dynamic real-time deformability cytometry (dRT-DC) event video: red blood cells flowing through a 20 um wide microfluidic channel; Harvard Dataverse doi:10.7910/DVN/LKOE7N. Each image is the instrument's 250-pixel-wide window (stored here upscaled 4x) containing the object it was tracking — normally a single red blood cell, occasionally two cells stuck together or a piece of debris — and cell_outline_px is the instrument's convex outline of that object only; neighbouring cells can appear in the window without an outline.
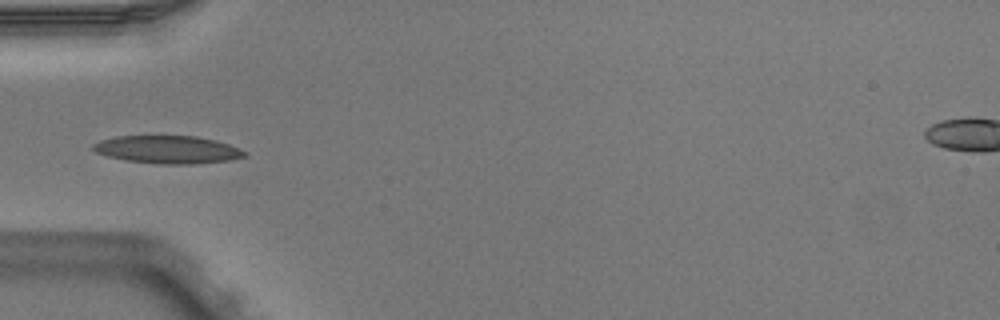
{"species": "Egyptian fruit bat (a non-hibernating species)", "species_latin": "Rousettus aegyptiacus", "temperature_condition": "warm", "stored_images_in_passage": 5, "camera_frame_rate_fps": 3000, "um_per_image_px": 0.085, "animal": {"sex": "male"}, "frame": {"image": 1, "passage_image": 4, "time_ms": 1.0, "image_size_px": [1000, 320], "cell_outline_px": [[248, 156], [228, 160], [192, 164], [160, 164], [124, 160], [108, 156], [96, 152], [92, 148], [92, 144], [100, 140], [116, 136], [196, 136], [216, 140], [228, 144], [248, 152]], "centroid_in_image_um": [14.26, 12.71], "position_along_channel_um": 70.7, "area_um2": 24.57}}
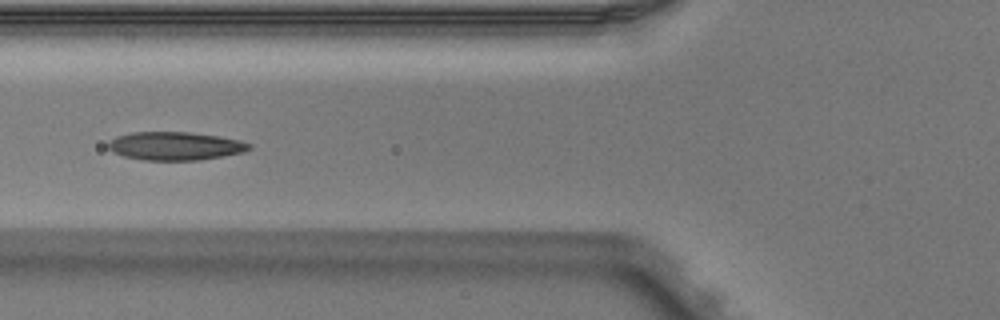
{"frame": {"image": 2, "passage_image": 5, "time_ms": 1.333, "image_size_px": [1000, 320], "cell_outline_px": [[252, 148], [244, 152], [224, 156], [200, 160], [144, 160], [124, 156], [112, 152], [108, 148], [108, 144], [116, 136], [132, 132], [188, 132], [220, 136], [252, 144]], "centroid_in_image_um": [14.9, 12.41], "position_along_channel_um": 110.9, "area_um2": 23.24}}